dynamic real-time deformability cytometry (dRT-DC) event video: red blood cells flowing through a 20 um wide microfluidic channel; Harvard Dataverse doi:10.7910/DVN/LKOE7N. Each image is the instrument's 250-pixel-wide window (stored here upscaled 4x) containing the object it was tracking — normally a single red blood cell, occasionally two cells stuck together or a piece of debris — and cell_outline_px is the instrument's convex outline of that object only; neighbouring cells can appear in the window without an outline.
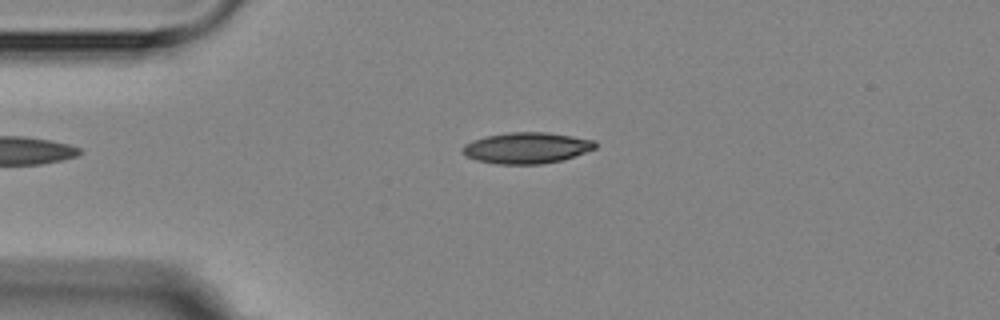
{"species": "Egyptian fruit bat (a non-hibernating species)", "species_latin": "Rousettus aegyptiacus", "temperature_condition": "room temperature", "stored_images_in_passage": 2, "camera_frame_rate_fps": 3000, "um_per_image_px": 0.085, "animal": {"sex": "female"}, "frame": {"image": 1, "passage_image": 1, "time_ms": 0.0, "image_size_px": [1000, 320], "cell_outline_px": [[596, 148], [560, 160], [540, 164], [496, 164], [476, 160], [460, 152], [460, 148], [464, 144], [472, 140], [484, 136], [508, 132], [548, 132], [596, 140]], "centroid_in_image_um": [44.71, 12.56], "position_along_channel_um": 40.3, "area_um2": 24.1}}